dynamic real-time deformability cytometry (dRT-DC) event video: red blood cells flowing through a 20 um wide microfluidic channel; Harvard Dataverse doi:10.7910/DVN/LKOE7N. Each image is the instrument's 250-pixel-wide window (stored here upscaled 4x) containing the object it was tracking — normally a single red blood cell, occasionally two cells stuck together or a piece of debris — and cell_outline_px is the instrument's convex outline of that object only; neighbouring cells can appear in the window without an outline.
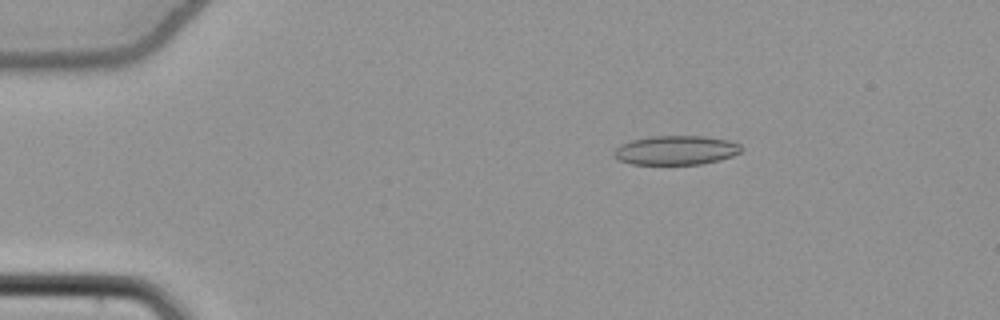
{"species": "common noctule bat (a hibernating species)", "species_latin": "Nyctalus noctula", "temperature_condition": "cold", "stored_images_in_passage": 54, "camera_frame_rate_fps": 3000, "um_per_image_px": 0.085, "animal": {"sex": "female", "body_mass_g": 22.7, "forearm_length_mm": 54.2}, "frame": {"image": 1, "passage_image": 10, "time_ms": 3.0, "image_size_px": [1000, 320], "cell_outline_px": [[744, 148], [740, 152], [732, 156], [720, 160], [700, 164], [632, 164], [620, 160], [612, 152], [620, 144], [632, 140], [652, 136], [704, 136], [728, 140], [740, 144]], "centroid_in_image_um": [57.48, 12.76], "position_along_channel_um": 27.5, "area_um2": 21.62}}
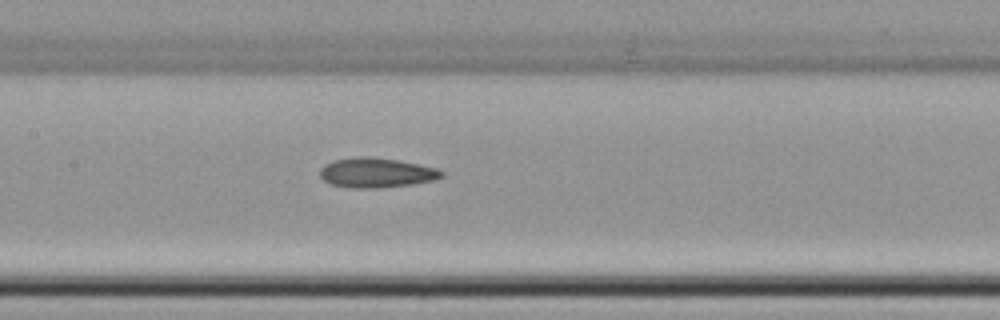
{"frame": {"image": 2, "passage_image": 27, "time_ms": 8.667, "image_size_px": [1000, 320], "cell_outline_px": [[444, 176], [432, 180], [412, 184], [380, 188], [348, 188], [332, 184], [324, 180], [320, 176], [320, 168], [324, 164], [332, 160], [356, 156], [368, 156], [400, 160], [436, 168], [444, 172]], "centroid_in_image_um": [31.96, 14.67], "position_along_channel_um": 175.4, "area_um2": 21.27}}
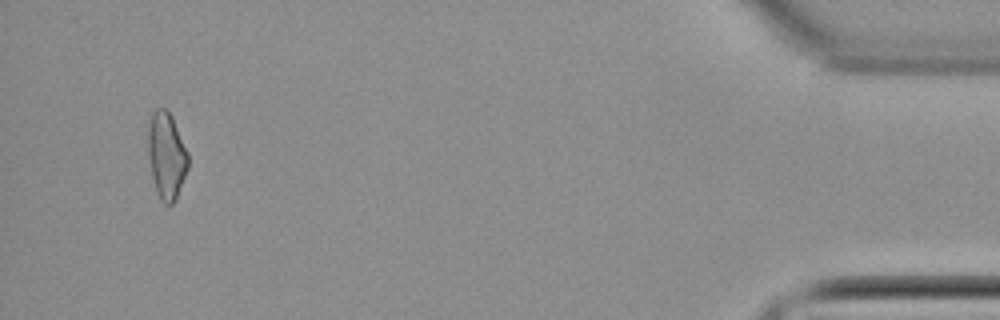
{"frame": {"image": 3, "passage_image": 52, "time_ms": 17.0, "image_size_px": [1000, 320], "cell_outline_px": [[188, 168], [176, 200], [172, 204], [164, 204], [160, 200], [156, 192], [152, 176], [148, 156], [148, 124], [152, 112], [156, 108], [164, 108], [172, 116], [188, 152]], "centroid_in_image_um": [14.15, 13.23], "position_along_channel_um": 421.1, "area_um2": 20.4}, "authors_computed_cell_mechanics": {"area_um2": 20.808, "velocity_mm_per_s": 3.879, "shape_relaxation_time_tau1_ms": 5.9545, "shape_relaxation_time_tau2_ms": 10.6612, "deformation_change_tau1": 0.1036, "deformation_change_tau2": 0.2134}}